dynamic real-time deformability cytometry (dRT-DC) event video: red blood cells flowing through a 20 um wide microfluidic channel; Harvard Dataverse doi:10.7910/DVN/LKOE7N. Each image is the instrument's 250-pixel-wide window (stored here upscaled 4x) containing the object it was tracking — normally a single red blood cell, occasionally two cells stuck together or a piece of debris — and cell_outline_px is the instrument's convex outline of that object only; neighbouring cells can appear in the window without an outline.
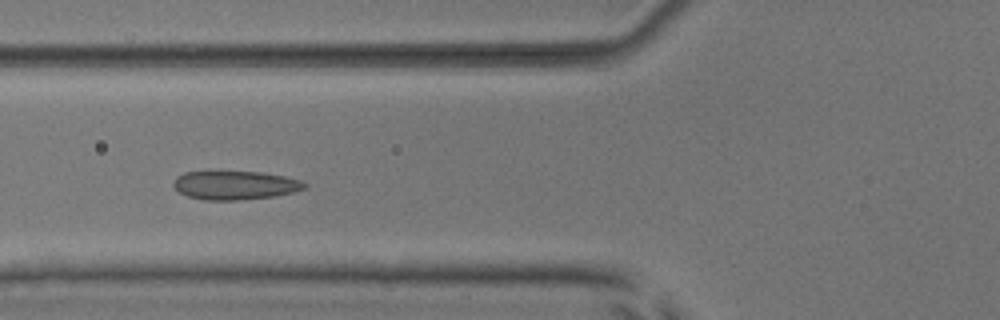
{"species": "common noctule bat (a hibernating species)", "species_latin": "Nyctalus noctula", "temperature_condition": "room temperature", "stored_images_in_passage": 7, "camera_frame_rate_fps": 3000, "um_per_image_px": 0.085, "animal": {"sex": "male", "body_mass_g": 17.9, "forearm_length_mm": 54.2}, "frame": {"image": 1, "passage_image": 5, "time_ms": 4.667, "image_size_px": [1000, 320], "cell_outline_px": [[308, 184], [304, 188], [292, 192], [272, 196], [240, 200], [204, 200], [188, 196], [180, 192], [172, 184], [172, 180], [176, 176], [184, 172], [260, 172], [284, 176], [300, 180]], "centroid_in_image_um": [19.94, 15.74], "position_along_channel_um": 105.9, "area_um2": 21.73}}
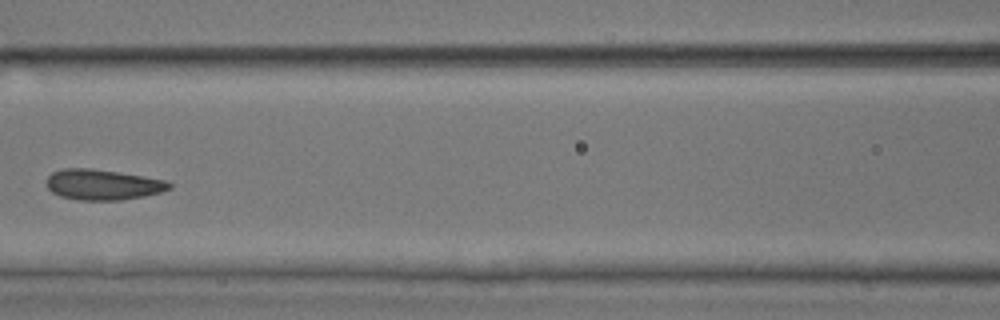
{"frame": {"image": 2, "passage_image": 6, "time_ms": 6.0, "image_size_px": [1000, 320], "cell_outline_px": [[172, 188], [160, 192], [144, 196], [120, 200], [80, 200], [60, 196], [52, 192], [48, 188], [48, 176], [52, 172], [64, 168], [92, 168], [144, 176], [168, 180], [172, 184]], "centroid_in_image_um": [8.77, 15.69], "position_along_channel_um": 157.8, "area_um2": 21.85}}